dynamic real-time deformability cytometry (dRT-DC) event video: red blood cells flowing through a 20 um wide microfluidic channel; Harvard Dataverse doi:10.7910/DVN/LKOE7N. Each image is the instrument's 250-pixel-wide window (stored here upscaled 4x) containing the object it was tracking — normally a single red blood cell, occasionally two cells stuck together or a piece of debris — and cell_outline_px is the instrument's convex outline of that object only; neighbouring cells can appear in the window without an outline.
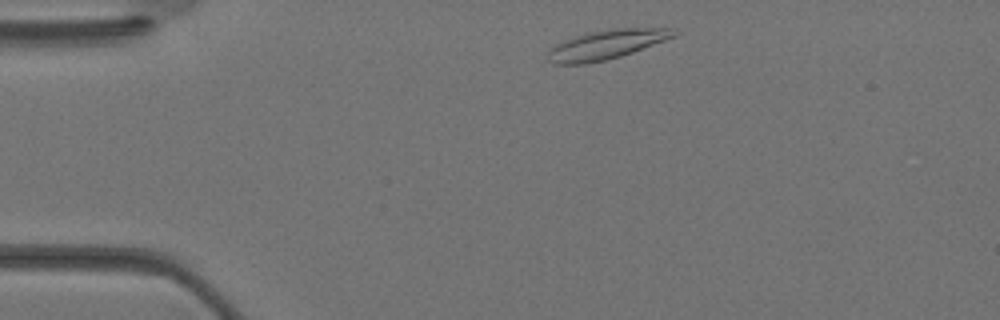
{"species": "Egyptian fruit bat (a non-hibernating species)", "species_latin": "Rousettus aegyptiacus", "temperature_condition": "warm", "stored_images_in_passage": 28, "camera_frame_rate_fps": 3000, "um_per_image_px": 0.085, "animal": {"sex": "female"}, "frame": {"image": 1, "passage_image": 2, "time_ms": 0.333, "image_size_px": [1000, 320], "cell_outline_px": [[680, 32], [676, 36], [632, 52], [620, 56], [604, 60], [584, 64], [552, 64], [548, 60], [548, 52], [552, 44], [576, 36], [592, 32], [612, 28], [668, 28]], "centroid_in_image_um": [51.51, 3.79], "position_along_channel_um": 33.5, "area_um2": 21.39}}
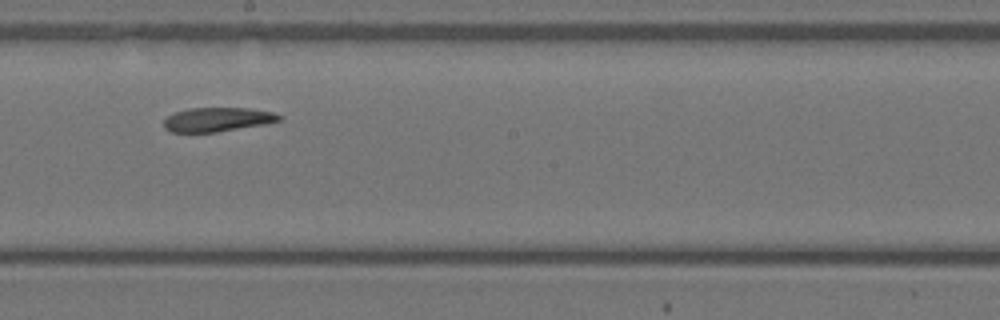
{"frame": {"image": 2, "passage_image": 15, "time_ms": 4.667, "image_size_px": [1000, 320], "cell_outline_px": [[280, 120], [268, 124], [216, 132], [172, 132], [164, 128], [164, 120], [168, 116], [176, 112], [188, 108], [248, 108], [276, 112], [280, 116]], "centroid_in_image_um": [18.51, 10.16], "position_along_channel_um": 229.7, "area_um2": 16.24}}
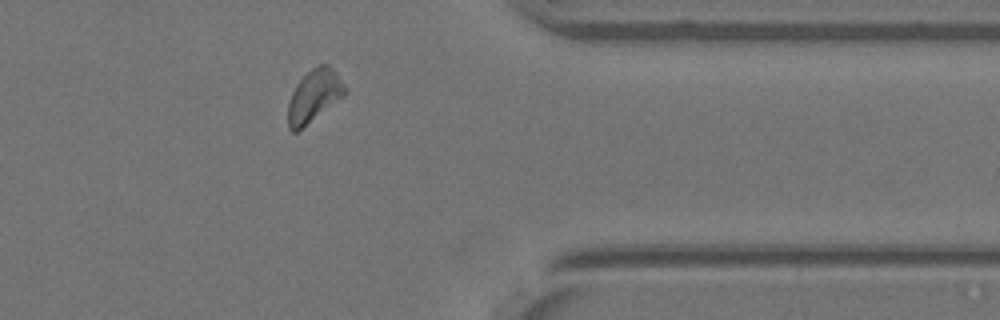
{"frame": {"image": 3, "passage_image": 24, "time_ms": 7.667, "image_size_px": [1000, 320], "cell_outline_px": [[348, 92], [344, 96], [296, 132], [292, 132], [288, 128], [288, 104], [292, 92], [296, 84], [316, 64], [328, 64], [336, 72], [348, 88]], "centroid_in_image_um": [26.72, 8.12], "position_along_channel_um": 384.7, "area_um2": 17.34}}